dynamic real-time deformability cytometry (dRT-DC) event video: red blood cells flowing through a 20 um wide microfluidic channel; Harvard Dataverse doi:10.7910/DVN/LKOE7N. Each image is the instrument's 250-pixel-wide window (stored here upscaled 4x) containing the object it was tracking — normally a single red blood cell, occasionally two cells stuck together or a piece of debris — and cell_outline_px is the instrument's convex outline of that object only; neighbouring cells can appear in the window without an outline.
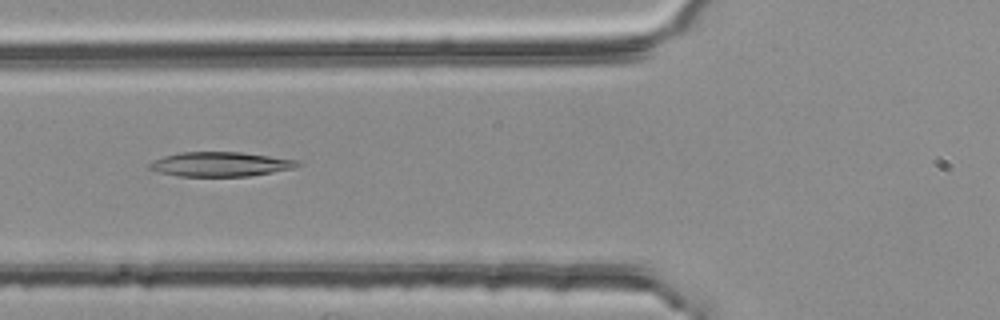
{"species": "common noctule bat (a hibernating species)", "species_latin": "Nyctalus noctula", "temperature_condition": "room temperature", "stored_images_in_passage": 38, "camera_frame_rate_fps": 3000, "um_per_image_px": 0.085, "animal": {"sex": "female", "body_mass_g": 25.1}, "frame": {"image": 1, "passage_image": 5, "time_ms": 1.333, "image_size_px": [1000, 320], "cell_outline_px": [[304, 164], [296, 168], [248, 176], [176, 176], [144, 168], [152, 160], [164, 156], [180, 152], [240, 152], [296, 160]], "centroid_in_image_um": [18.69, 13.96], "position_along_channel_um": 107.1, "area_um2": 21.21}}
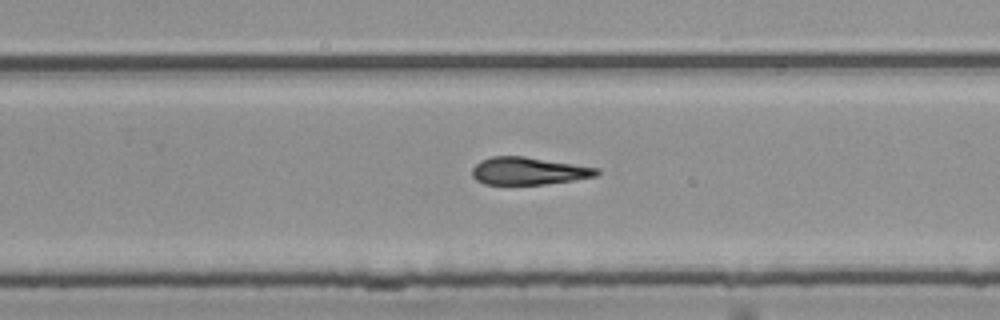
{"frame": {"image": 2, "passage_image": 19, "time_ms": 6.0, "image_size_px": [1000, 320], "cell_outline_px": [[600, 172], [596, 176], [572, 180], [544, 184], [484, 184], [476, 180], [472, 176], [472, 168], [480, 160], [492, 156], [524, 156], [600, 168]], "centroid_in_image_um": [44.91, 14.52], "position_along_channel_um": 284.9, "area_um2": 19.94}}
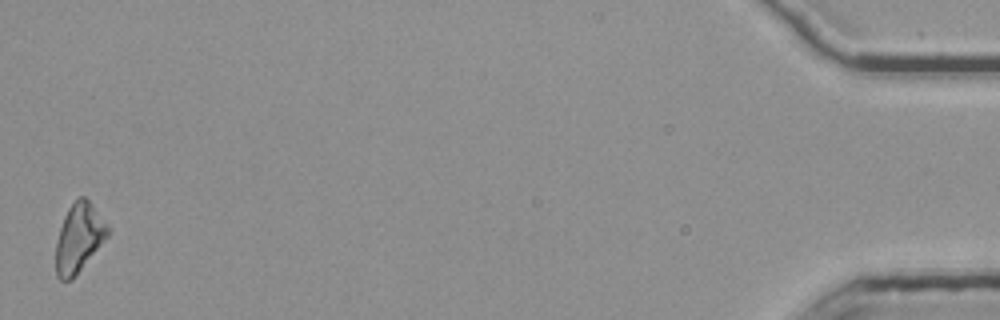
{"frame": {"image": 3, "passage_image": 38, "time_ms": 12.333, "image_size_px": [1000, 320], "cell_outline_px": [[112, 228], [108, 236], [72, 280], [60, 280], [56, 276], [56, 244], [60, 228], [64, 216], [68, 208], [80, 196], [84, 196], [88, 200]], "centroid_in_image_um": [6.72, 20.22], "position_along_channel_um": 428.5, "area_um2": 20.75}}